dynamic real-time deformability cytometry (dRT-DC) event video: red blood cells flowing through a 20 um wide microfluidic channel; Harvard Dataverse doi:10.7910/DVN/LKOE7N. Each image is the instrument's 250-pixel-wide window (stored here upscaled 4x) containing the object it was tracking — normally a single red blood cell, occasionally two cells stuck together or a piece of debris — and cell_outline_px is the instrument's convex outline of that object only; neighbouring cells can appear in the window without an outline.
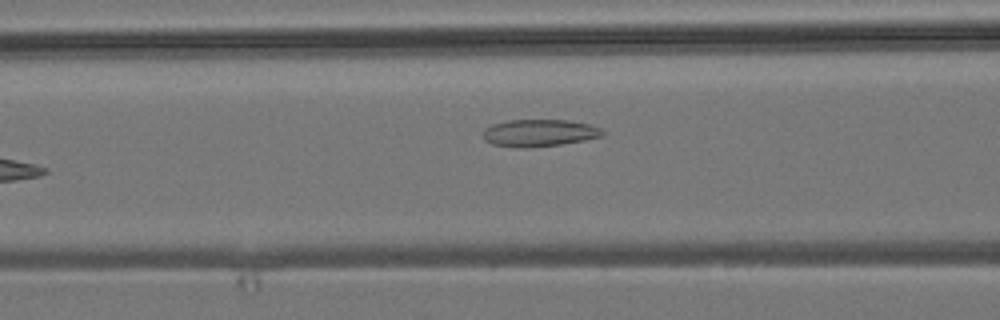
{"species": "common noctule bat (a hibernating species)", "species_latin": "Nyctalus noctula", "temperature_condition": "room temperature", "stored_images_in_passage": 7, "camera_frame_rate_fps": 3000, "um_per_image_px": 0.085, "animal": {"sex": "male", "body_mass_g": 19.2, "forearm_length_mm": 51.8}, "frame": {"image": 1, "passage_image": 6, "time_ms": 6.0, "image_size_px": [1000, 320], "cell_outline_px": [[604, 136], [584, 140], [560, 144], [528, 148], [516, 148], [492, 144], [484, 140], [480, 136], [480, 132], [484, 128], [492, 124], [508, 120], [568, 120], [588, 124], [600, 128], [604, 132]], "centroid_in_image_um": [45.76, 11.3], "position_along_channel_um": 120.8, "area_um2": 19.19}}
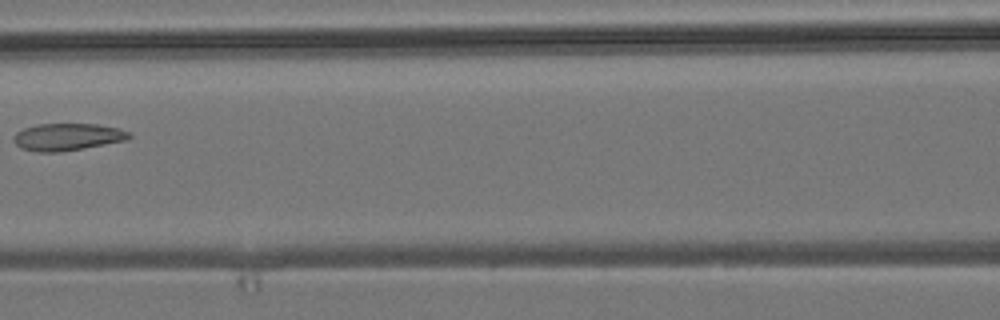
{"frame": {"image": 2, "passage_image": 7, "time_ms": 7.0, "image_size_px": [1000, 320], "cell_outline_px": [[132, 136], [128, 140], [60, 152], [36, 152], [20, 148], [12, 140], [12, 136], [16, 132], [24, 128], [36, 124], [96, 124], [120, 128], [128, 132]], "centroid_in_image_um": [5.7, 11.64], "position_along_channel_um": 160.9, "area_um2": 18.44}}